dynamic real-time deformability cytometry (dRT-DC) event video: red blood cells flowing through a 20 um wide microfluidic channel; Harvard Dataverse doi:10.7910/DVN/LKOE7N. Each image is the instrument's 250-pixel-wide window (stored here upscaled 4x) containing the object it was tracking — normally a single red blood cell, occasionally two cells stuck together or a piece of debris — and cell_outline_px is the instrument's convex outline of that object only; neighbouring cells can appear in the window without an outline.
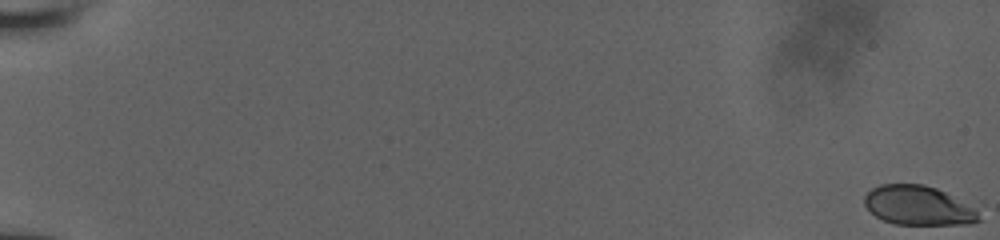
{"species": "human", "species_latin": "Homo sapiens", "temperature_condition": "room temperature", "stored_images_in_passage": 29, "camera_frame_rate_fps": 3000, "um_per_image_px": 0.085, "donor": {"sex": "male"}, "frame": {"image": 1, "passage_image": 1, "time_ms": 0.0, "image_size_px": [1000, 240], "cell_outline_px": [[980, 220], [972, 224], [896, 224], [884, 220], [876, 216], [864, 204], [864, 196], [872, 188], [880, 184], [924, 184], [936, 188], [944, 192], [972, 208], [976, 212]], "centroid_in_image_um": [77.99, 17.46], "position_along_channel_um": 7.0, "area_um2": 25.66}}